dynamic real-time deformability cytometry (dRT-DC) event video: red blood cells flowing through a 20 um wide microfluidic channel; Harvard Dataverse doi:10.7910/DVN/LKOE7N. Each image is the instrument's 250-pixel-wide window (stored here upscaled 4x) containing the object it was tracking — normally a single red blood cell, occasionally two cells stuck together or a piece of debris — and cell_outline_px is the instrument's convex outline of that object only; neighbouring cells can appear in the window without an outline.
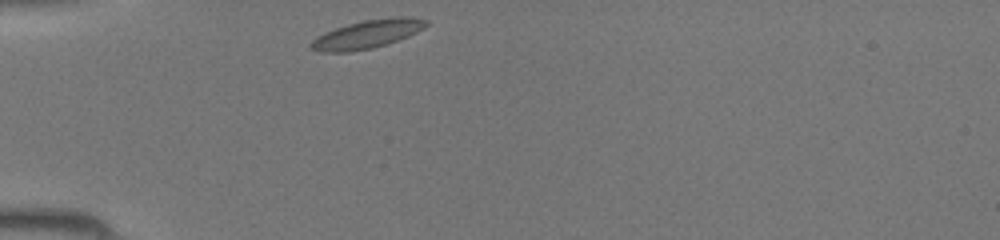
{"species": "common noctule bat (a hibernating species)", "species_latin": "Nyctalus noctula", "temperature_condition": "room temperature", "stored_images_in_passage": 28, "camera_frame_rate_fps": 3000, "um_per_image_px": 0.085, "animal": {"sex": "female", "body_mass_g": 19.5, "forearm_length_mm": 54.1}, "frame": {"image": 1, "passage_image": 1, "time_ms": 0.0, "image_size_px": [1000, 240], "cell_outline_px": [[428, 24], [424, 28], [408, 36], [372, 48], [348, 52], [320, 52], [312, 48], [308, 44], [316, 36], [324, 32], [348, 24], [364, 20], [396, 16], [404, 16], [428, 20]], "centroid_in_image_um": [31.19, 2.9], "position_along_channel_um": 53.8, "area_um2": 18.9}}
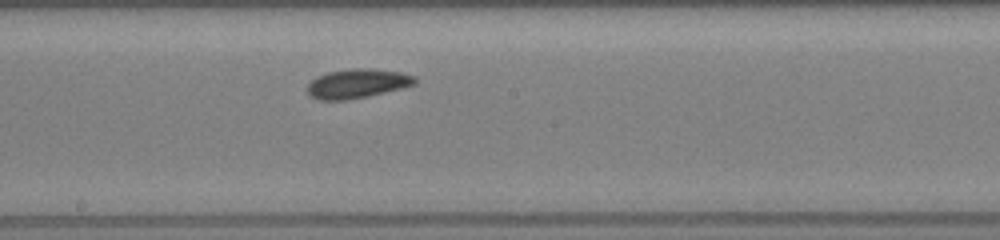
{"frame": {"image": 2, "passage_image": 13, "time_ms": 4.0, "image_size_px": [1000, 240], "cell_outline_px": [[416, 84], [368, 96], [348, 100], [316, 100], [308, 96], [308, 84], [316, 76], [328, 72], [352, 68], [364, 68], [400, 72], [416, 76]], "centroid_in_image_um": [30.33, 7.11], "position_along_channel_um": 217.9, "area_um2": 18.32}}
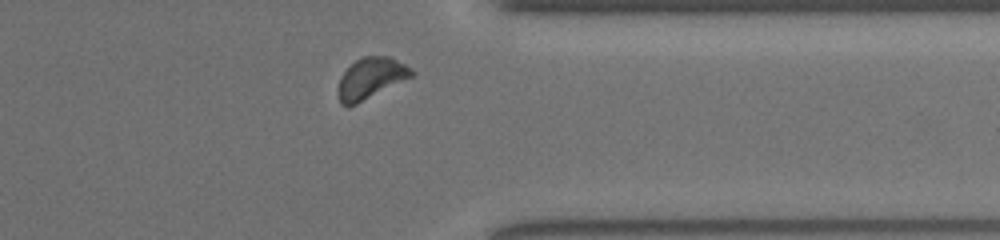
{"frame": {"image": 3, "passage_image": 24, "time_ms": 7.667, "image_size_px": [1000, 240], "cell_outline_px": [[416, 76], [348, 108], [340, 104], [336, 92], [336, 88], [340, 76], [356, 60], [364, 56], [388, 56], [412, 68], [416, 72]], "centroid_in_image_um": [31.52, 6.69], "position_along_channel_um": 379.9, "area_um2": 18.09}}